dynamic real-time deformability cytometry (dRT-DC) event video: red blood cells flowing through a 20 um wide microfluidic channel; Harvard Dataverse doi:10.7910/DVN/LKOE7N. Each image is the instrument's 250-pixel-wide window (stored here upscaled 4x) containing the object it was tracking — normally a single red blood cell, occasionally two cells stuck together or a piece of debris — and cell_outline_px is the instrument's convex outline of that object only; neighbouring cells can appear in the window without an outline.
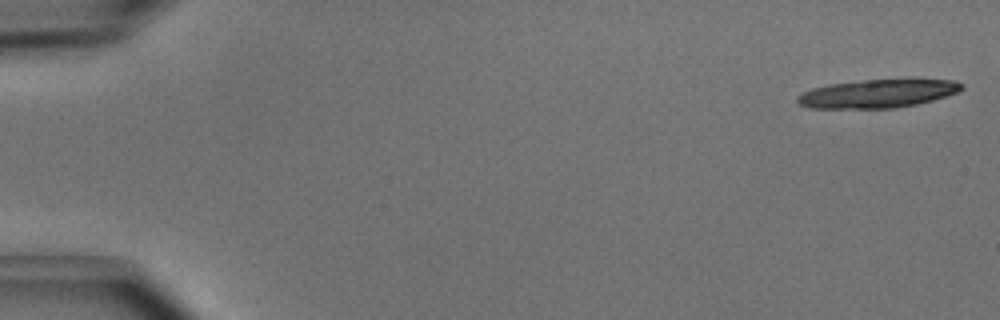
{"species": "common noctule bat (a hibernating species)", "species_latin": "Nyctalus noctula", "temperature_condition": "cold", "stored_images_in_passage": 38, "camera_frame_rate_fps": 3000, "um_per_image_px": 0.085, "animal": {"sex": "male", "body_mass_g": 15.6}, "frame": {"image": 1, "passage_image": 1, "time_ms": 0.0, "image_size_px": [1000, 320], "cell_outline_px": [[964, 88], [956, 92], [932, 100], [916, 104], [896, 108], [812, 108], [800, 104], [796, 100], [796, 96], [812, 88], [828, 84], [864, 80], [908, 76], [916, 76], [952, 80], [964, 84]], "centroid_in_image_um": [74.69, 7.9], "position_along_channel_um": 10.3, "area_um2": 28.15}}